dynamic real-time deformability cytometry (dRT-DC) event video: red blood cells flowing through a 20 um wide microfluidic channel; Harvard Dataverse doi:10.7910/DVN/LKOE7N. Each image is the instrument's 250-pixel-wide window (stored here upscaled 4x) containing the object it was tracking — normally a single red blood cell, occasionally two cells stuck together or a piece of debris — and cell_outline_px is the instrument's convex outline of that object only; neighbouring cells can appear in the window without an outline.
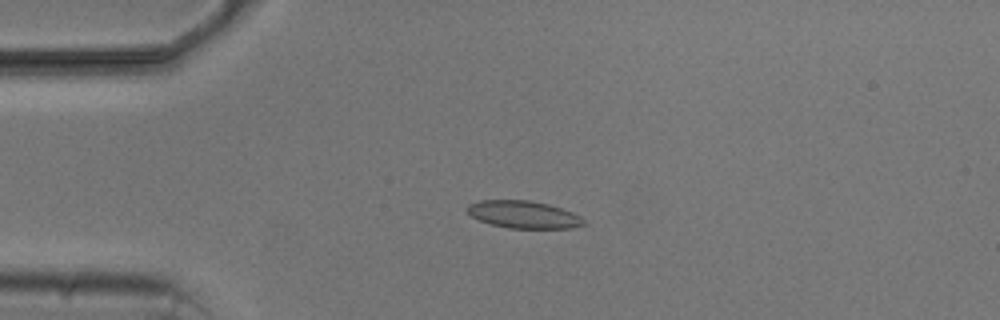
{"species": "common noctule bat (a hibernating species)", "species_latin": "Nyctalus noctula", "temperature_condition": "cold", "stored_images_in_passage": 6, "camera_frame_rate_fps": 3000, "um_per_image_px": 0.085, "animal": {"sex": "male", "body_mass_g": 20.5, "forearm_length_mm": 52.5}, "frame": {"image": 1, "passage_image": 4, "time_ms": 3.333, "image_size_px": [1000, 320], "cell_outline_px": [[584, 224], [572, 228], [508, 228], [492, 224], [480, 220], [472, 216], [464, 208], [468, 204], [480, 200], [528, 200], [548, 204], [572, 212], [580, 216], [584, 220]], "centroid_in_image_um": [44.47, 18.23], "position_along_channel_um": 40.5, "area_um2": 18.5}}
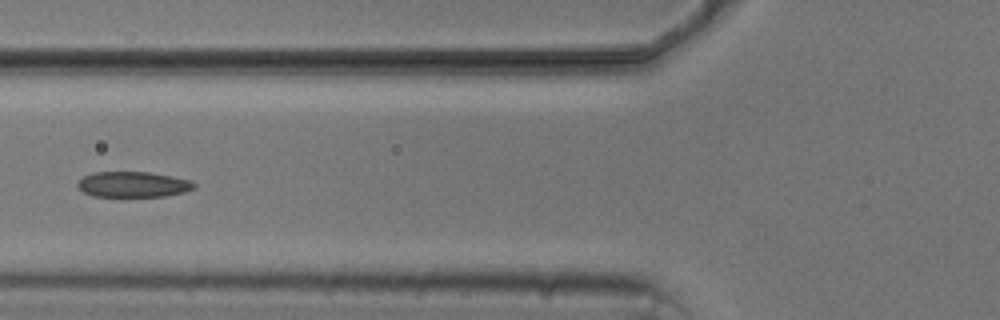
{"frame": {"image": 2, "passage_image": 6, "time_ms": 6.0, "image_size_px": [1000, 320], "cell_outline_px": [[196, 188], [184, 192], [164, 196], [92, 196], [84, 192], [76, 184], [84, 176], [92, 172], [148, 172], [172, 176], [188, 180], [196, 184]], "centroid_in_image_um": [11.31, 15.67], "position_along_channel_um": 114.5, "area_um2": 17.22}}